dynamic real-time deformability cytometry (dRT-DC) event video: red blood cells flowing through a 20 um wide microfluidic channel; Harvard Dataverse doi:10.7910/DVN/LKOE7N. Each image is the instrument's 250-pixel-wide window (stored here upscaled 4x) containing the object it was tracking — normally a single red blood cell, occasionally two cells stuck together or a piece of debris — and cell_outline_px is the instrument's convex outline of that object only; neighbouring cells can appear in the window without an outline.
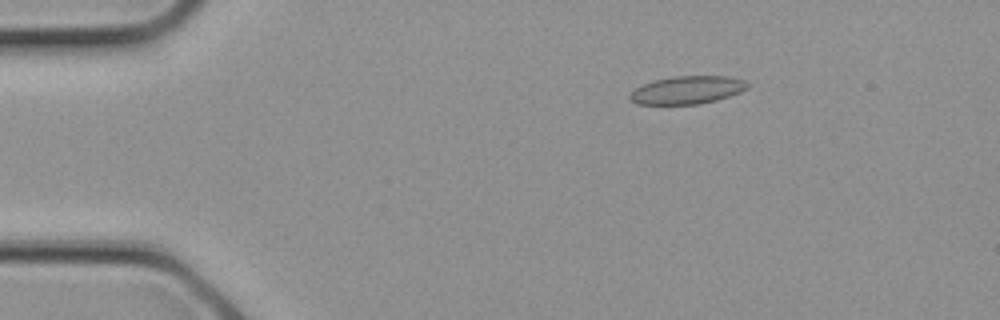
{"species": "common noctule bat (a hibernating species)", "species_latin": "Nyctalus noctula", "temperature_condition": "cold", "stored_images_in_passage": 27, "camera_frame_rate_fps": 3000, "um_per_image_px": 0.085, "animal": {"sex": "female", "body_mass_g": 21.9}, "frame": {"image": 1, "passage_image": 4, "time_ms": 1.0, "image_size_px": [1000, 320], "cell_outline_px": [[748, 88], [740, 92], [716, 100], [700, 104], [636, 104], [628, 100], [628, 96], [636, 88], [644, 84], [656, 80], [672, 76], [728, 76], [744, 80], [748, 84]], "centroid_in_image_um": [58.4, 7.65], "position_along_channel_um": 26.6, "area_um2": 19.07}}
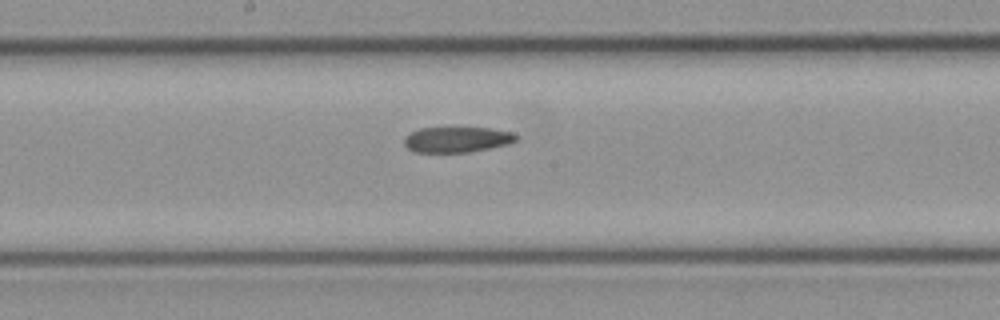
{"frame": {"image": 2, "passage_image": 14, "time_ms": 4.333, "image_size_px": [1000, 320], "cell_outline_px": [[516, 140], [508, 144], [468, 152], [416, 152], [408, 148], [404, 144], [404, 136], [420, 128], [492, 128], [512, 132], [516, 136]], "centroid_in_image_um": [38.82, 11.86], "position_along_channel_um": 209.4, "area_um2": 16.47}}
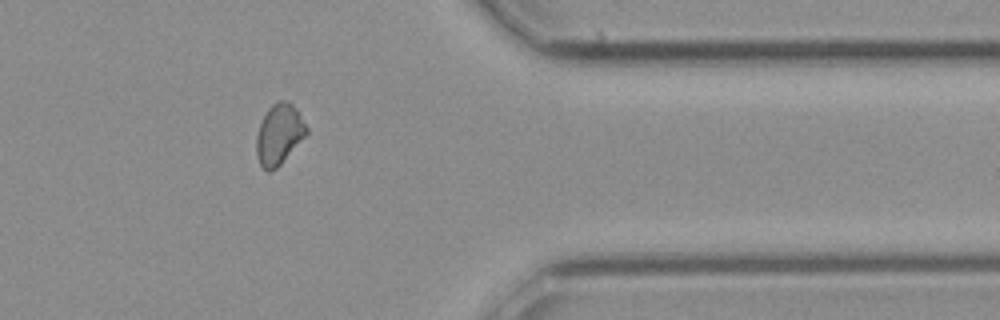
{"frame": {"image": 3, "passage_image": 22, "time_ms": 7.0, "image_size_px": [1000, 320], "cell_outline_px": [[308, 132], [280, 164], [276, 168], [268, 172], [260, 164], [256, 156], [256, 136], [260, 124], [268, 108], [276, 100], [288, 100], [292, 104], [308, 128]], "centroid_in_image_um": [23.7, 11.4], "position_along_channel_um": 387.7, "area_um2": 17.4}}